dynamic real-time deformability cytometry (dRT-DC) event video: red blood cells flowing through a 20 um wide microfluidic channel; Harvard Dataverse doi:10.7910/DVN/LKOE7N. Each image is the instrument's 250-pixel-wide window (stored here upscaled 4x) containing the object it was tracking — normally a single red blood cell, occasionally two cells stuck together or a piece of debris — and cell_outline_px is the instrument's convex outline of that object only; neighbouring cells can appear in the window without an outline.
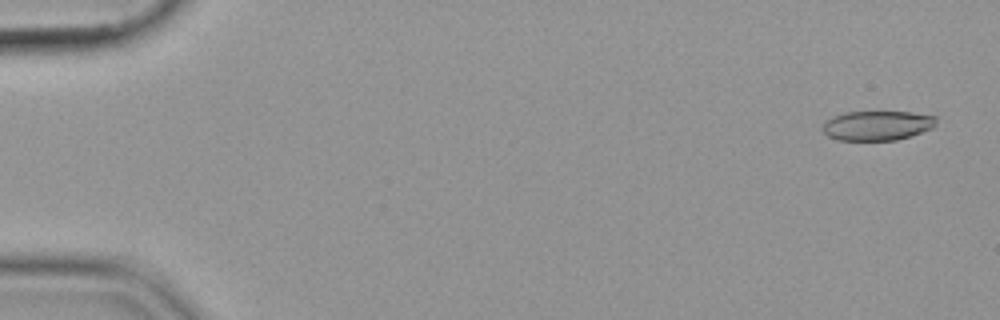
{"species": "common noctule bat (a hibernating species)", "species_latin": "Nyctalus noctula", "temperature_condition": "cold", "stored_images_in_passage": 55, "camera_frame_rate_fps": 3000, "um_per_image_px": 0.085, "animal": {"sex": "female", "body_mass_g": 19.9}, "frame": {"image": 1, "passage_image": 3, "time_ms": 0.667, "image_size_px": [1000, 320], "cell_outline_px": [[936, 124], [932, 128], [912, 136], [896, 140], [836, 140], [828, 136], [820, 128], [824, 120], [832, 116], [844, 112], [912, 112], [936, 116]], "centroid_in_image_um": [74.53, 10.67], "position_along_channel_um": 10.5, "area_um2": 19.88}}
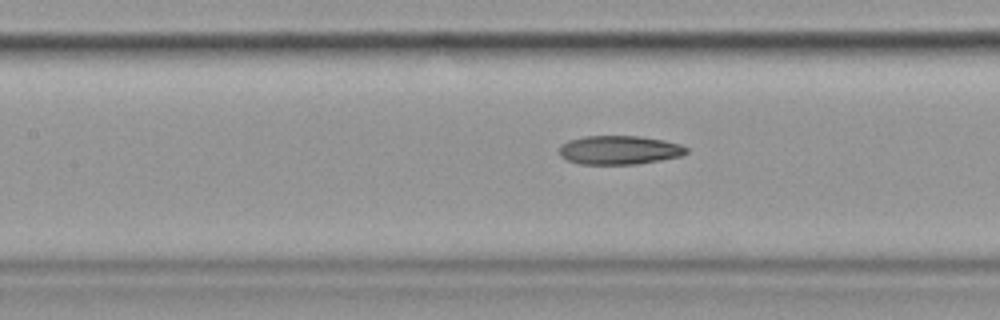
{"frame": {"image": 2, "passage_image": 26, "time_ms": 8.333, "image_size_px": [1000, 320], "cell_outline_px": [[688, 152], [680, 156], [660, 160], [636, 164], [580, 164], [568, 160], [560, 156], [560, 144], [568, 140], [584, 136], [640, 136], [664, 140], [680, 144], [688, 148]], "centroid_in_image_um": [52.63, 12.75], "position_along_channel_um": 154.8, "area_um2": 21.39}}
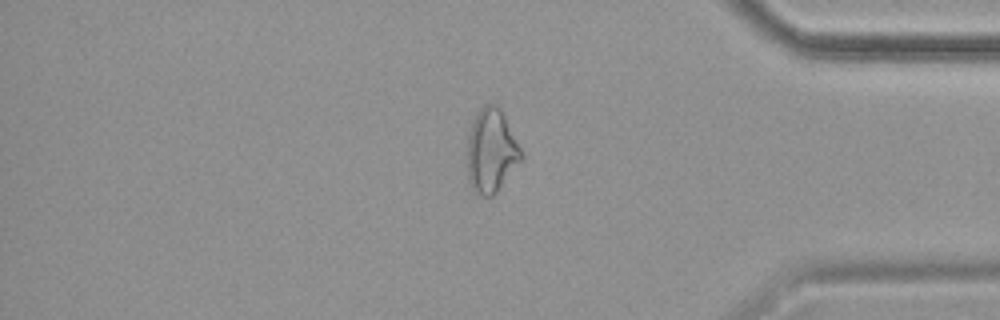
{"frame": {"image": 3, "passage_image": 47, "time_ms": 15.333, "image_size_px": [1000, 320], "cell_outline_px": [[524, 156], [496, 192], [492, 196], [484, 196], [472, 192], [468, 180], [468, 132], [472, 120], [476, 112], [484, 104], [496, 104], [500, 108]], "centroid_in_image_um": [41.72, 12.82], "position_along_channel_um": 393.5, "area_um2": 26.13}}